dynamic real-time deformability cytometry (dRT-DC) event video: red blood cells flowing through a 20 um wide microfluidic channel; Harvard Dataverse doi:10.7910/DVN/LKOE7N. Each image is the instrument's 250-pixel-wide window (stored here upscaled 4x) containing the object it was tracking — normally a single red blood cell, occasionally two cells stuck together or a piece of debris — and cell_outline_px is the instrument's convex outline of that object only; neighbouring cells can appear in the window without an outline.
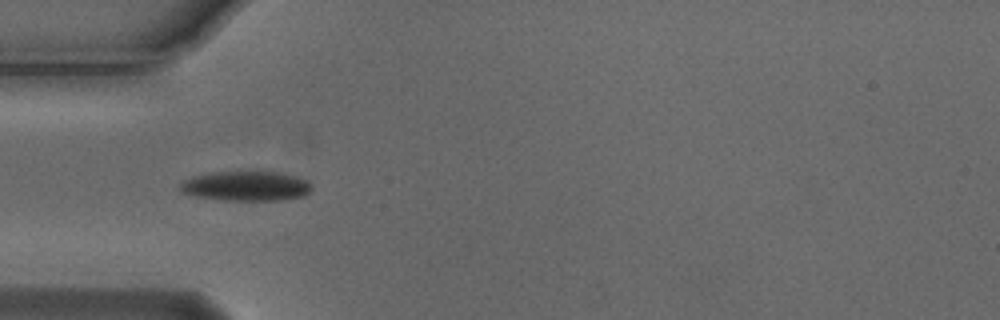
{"species": "Egyptian fruit bat (a non-hibernating species)", "species_latin": "Rousettus aegyptiacus", "temperature_condition": "cold", "stored_images_in_passage": 8, "camera_frame_rate_fps": 3000, "um_per_image_px": 0.085, "animal": {"sex": "male"}, "frame": {"image": 1, "passage_image": 3, "time_ms": 0.667, "image_size_px": [1000, 320], "cell_outline_px": [[312, 192], [304, 196], [280, 200], [224, 200], [196, 196], [180, 192], [180, 184], [184, 180], [192, 176], [208, 172], [276, 172], [296, 176], [308, 180], [312, 184]], "centroid_in_image_um": [20.94, 15.81], "position_along_channel_um": 64.1, "area_um2": 22.95}}
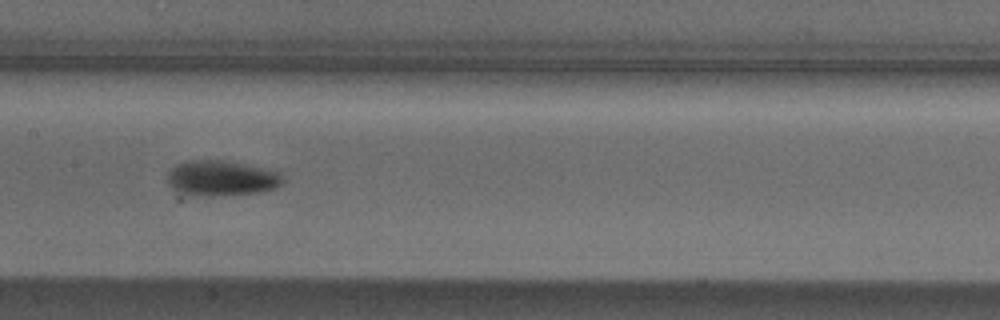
{"frame": {"image": 2, "passage_image": 6, "time_ms": 1.667, "image_size_px": [1000, 320], "cell_outline_px": [[284, 180], [276, 188], [260, 192], [212, 196], [188, 196], [172, 188], [168, 184], [168, 172], [172, 168], [188, 160], [220, 160], [280, 172]], "centroid_in_image_um": [18.79, 15.17], "position_along_channel_um": 188.6, "area_um2": 23.52}}
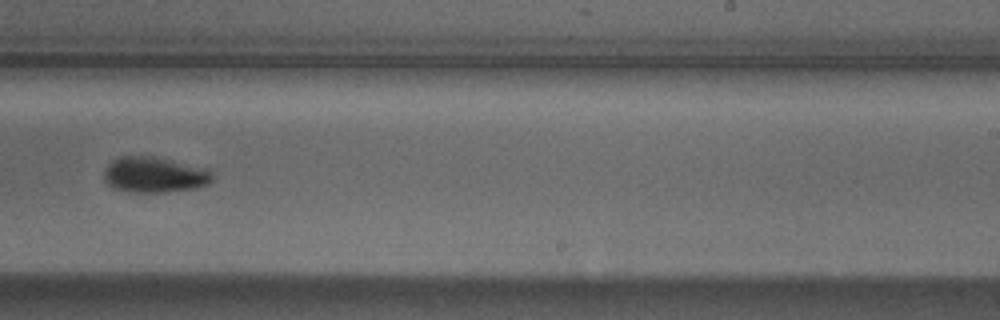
{"frame": {"image": 3, "passage_image": 8, "time_ms": 2.333, "image_size_px": [1000, 320], "cell_outline_px": [[212, 180], [208, 184], [196, 188], [164, 192], [128, 192], [116, 188], [108, 184], [104, 180], [104, 172], [108, 164], [112, 160], [120, 156], [152, 156], [204, 168], [212, 172]], "centroid_in_image_um": [13.1, 14.86], "position_along_channel_um": 275.9, "area_um2": 22.31}}